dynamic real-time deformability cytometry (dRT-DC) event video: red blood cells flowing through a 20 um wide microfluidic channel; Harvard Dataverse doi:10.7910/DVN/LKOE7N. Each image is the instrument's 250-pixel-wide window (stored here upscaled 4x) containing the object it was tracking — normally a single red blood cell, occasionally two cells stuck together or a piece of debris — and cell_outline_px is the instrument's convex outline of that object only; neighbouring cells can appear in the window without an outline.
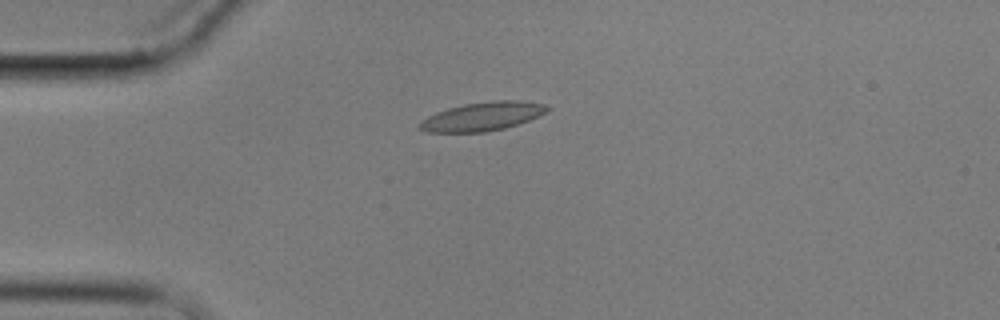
{"species": "common noctule bat (a hibernating species)", "species_latin": "Nyctalus noctula", "temperature_condition": "cold", "stored_images_in_passage": 6, "camera_frame_rate_fps": 3000, "um_per_image_px": 0.085, "animal": {"sex": "male", "body_mass_g": 17.9}, "frame": {"image": 1, "passage_image": 6, "time_ms": 6.0, "image_size_px": [1000, 320], "cell_outline_px": [[552, 108], [528, 120], [504, 128], [484, 132], [424, 132], [416, 128], [420, 120], [436, 112], [448, 108], [464, 104], [492, 100], [520, 100], [544, 104]], "centroid_in_image_um": [40.94, 9.89], "position_along_channel_um": 44.1, "area_um2": 21.33}}